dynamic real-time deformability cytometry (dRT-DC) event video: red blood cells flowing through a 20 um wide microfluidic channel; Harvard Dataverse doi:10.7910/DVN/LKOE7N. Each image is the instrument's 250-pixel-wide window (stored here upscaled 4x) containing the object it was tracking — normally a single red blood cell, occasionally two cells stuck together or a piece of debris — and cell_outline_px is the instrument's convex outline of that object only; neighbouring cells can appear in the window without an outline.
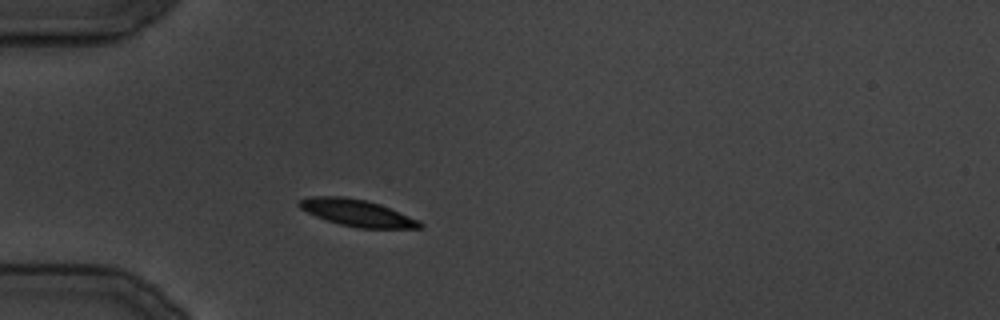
{"species": "common noctule bat (a hibernating species)", "species_latin": "Nyctalus noctula", "temperature_condition": "cold", "stored_images_in_passage": 19, "camera_frame_rate_fps": 3000, "um_per_image_px": 0.085, "animal": {"sex": "male", "body_mass_g": 19.5, "forearm_length_mm": 54.6}, "frame": {"image": 1, "passage_image": 5, "time_ms": 4.667, "image_size_px": [1000, 320], "cell_outline_px": [[424, 224], [420, 228], [360, 228], [340, 224], [316, 216], [300, 208], [296, 204], [300, 200], [312, 196], [344, 196], [368, 200], [380, 204], [420, 220]], "centroid_in_image_um": [30.37, 18.08], "position_along_channel_um": 54.6, "area_um2": 18.79}}
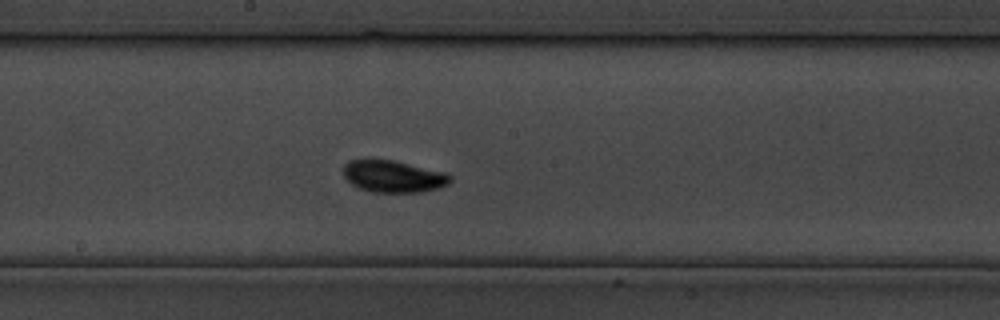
{"frame": {"image": 2, "passage_image": 14, "time_ms": 15.667, "image_size_px": [1000, 320], "cell_outline_px": [[452, 180], [448, 184], [436, 188], [420, 192], [372, 192], [360, 188], [352, 184], [344, 176], [344, 164], [348, 160], [364, 156], [368, 156], [392, 160], [448, 172], [452, 176]], "centroid_in_image_um": [33.4, 14.94], "position_along_channel_um": 214.8, "area_um2": 20.52}}
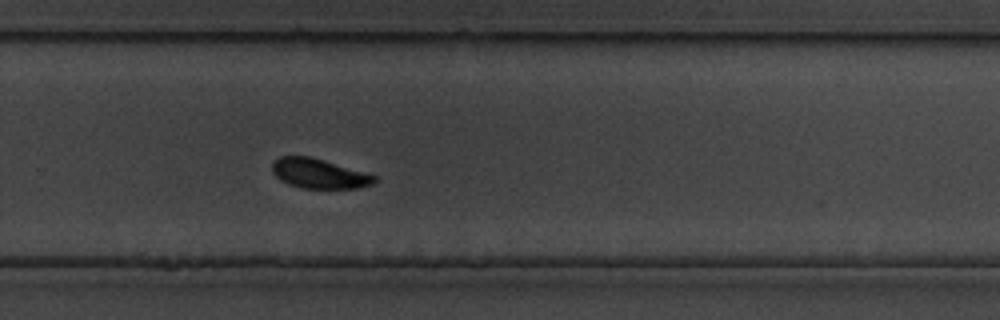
{"frame": {"image": 3, "passage_image": 19, "time_ms": 21.333, "image_size_px": [1000, 320], "cell_outline_px": [[376, 180], [372, 184], [356, 188], [300, 188], [288, 184], [280, 180], [272, 172], [272, 164], [280, 156], [308, 156], [324, 160], [364, 172], [376, 176]], "centroid_in_image_um": [27.08, 14.76], "position_along_channel_um": 302.7, "area_um2": 17.51}}